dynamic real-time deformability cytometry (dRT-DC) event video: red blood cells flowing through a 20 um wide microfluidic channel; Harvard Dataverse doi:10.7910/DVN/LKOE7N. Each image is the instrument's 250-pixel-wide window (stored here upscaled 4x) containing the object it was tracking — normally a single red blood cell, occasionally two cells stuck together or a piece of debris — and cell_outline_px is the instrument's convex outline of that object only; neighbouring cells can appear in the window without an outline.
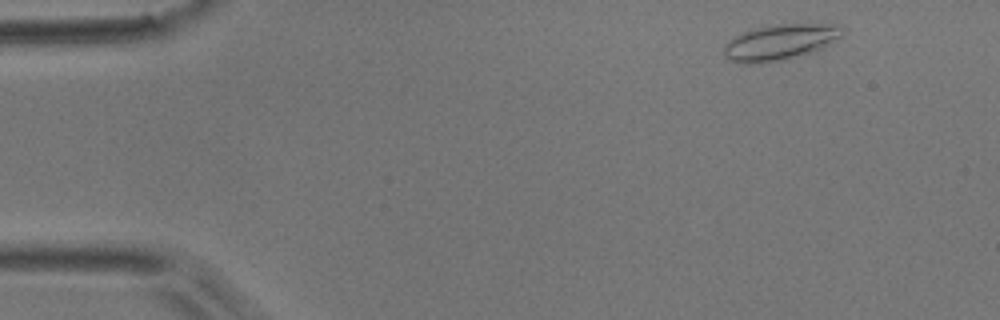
{"species": "common noctule bat (a hibernating species)", "species_latin": "Nyctalus noctula", "temperature_condition": "room temperature", "stored_images_in_passage": 49, "camera_frame_rate_fps": 3000, "um_per_image_px": 0.085, "animal": {"sex": "male", "body_mass_g": 17.9}, "frame": {"image": 1, "passage_image": 3, "time_ms": 0.667, "image_size_px": [1000, 320], "cell_outline_px": [[844, 32], [840, 36], [816, 52], [784, 60], [760, 64], [744, 64], [732, 60], [724, 56], [724, 44], [732, 36], [756, 28], [776, 24], [832, 24], [840, 28]], "centroid_in_image_um": [66.25, 3.61], "position_along_channel_um": 18.7, "area_um2": 24.74}}
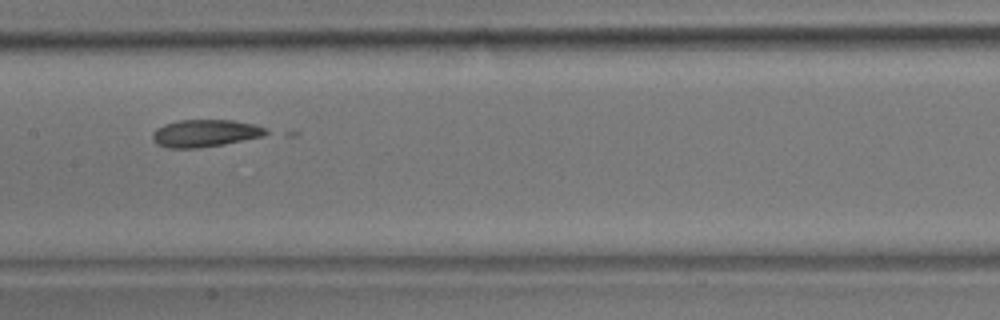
{"frame": {"image": 2, "passage_image": 23, "time_ms": 7.333, "image_size_px": [1000, 320], "cell_outline_px": [[276, 132], [264, 136], [224, 144], [196, 148], [168, 148], [156, 144], [152, 140], [152, 132], [156, 128], [164, 124], [180, 120], [232, 120], [256, 124], [268, 128]], "centroid_in_image_um": [17.5, 11.32], "position_along_channel_um": 189.9, "area_um2": 18.5}}
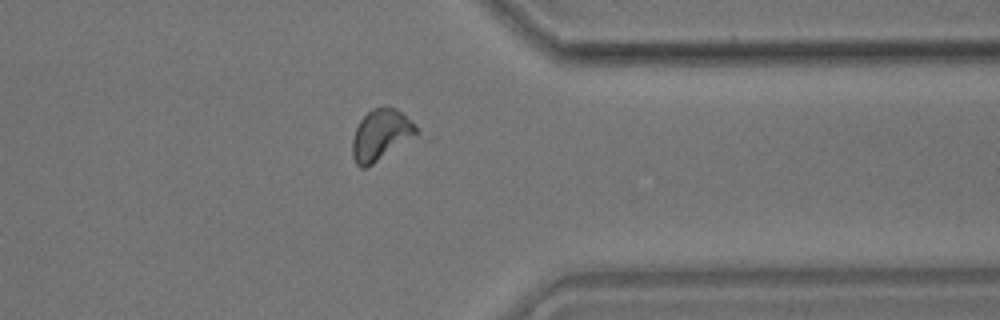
{"frame": {"image": 3, "passage_image": 38, "time_ms": 12.333, "image_size_px": [1000, 320], "cell_outline_px": [[440, 136], [436, 140], [364, 168], [360, 168], [356, 164], [352, 156], [352, 140], [356, 128], [360, 120], [372, 108], [396, 108]], "centroid_in_image_um": [32.92, 11.58], "position_along_channel_um": 378.5, "area_um2": 23.52}, "authors_computed_cell_mechanics": {"area_um2": 18.3226, "velocity_mm_per_s": 3.9432, "shape_relaxation_time_tau1_ms": null, "shape_relaxation_time_tau2_ms": 1.6893, "deformation_change_tau1": null, "deformation_change_tau2": 0.0684}}